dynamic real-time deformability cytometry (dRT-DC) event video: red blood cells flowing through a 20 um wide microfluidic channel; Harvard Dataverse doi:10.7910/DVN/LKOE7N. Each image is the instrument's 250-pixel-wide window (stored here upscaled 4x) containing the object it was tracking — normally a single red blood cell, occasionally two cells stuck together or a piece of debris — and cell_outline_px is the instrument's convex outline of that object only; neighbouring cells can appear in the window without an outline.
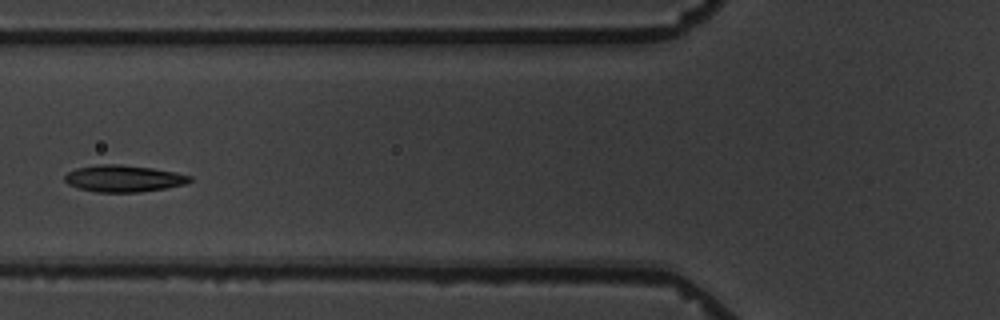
{"species": "common noctule bat (a hibernating species)", "species_latin": "Nyctalus noctula", "temperature_condition": "warm", "stored_images_in_passage": 8, "camera_frame_rate_fps": 3000, "um_per_image_px": 0.085, "animal": {"sex": "male", "body_mass_g": 19.5, "forearm_length_mm": 54.6}, "frame": {"image": 1, "passage_image": 6, "time_ms": 6.0, "image_size_px": [1000, 320], "cell_outline_px": [[192, 180], [184, 184], [164, 188], [140, 192], [96, 192], [80, 188], [68, 184], [64, 180], [64, 176], [68, 172], [76, 168], [100, 164], [120, 164], [152, 168], [176, 172], [192, 176]], "centroid_in_image_um": [10.5, 15.17], "position_along_channel_um": 115.3, "area_um2": 19.42}}
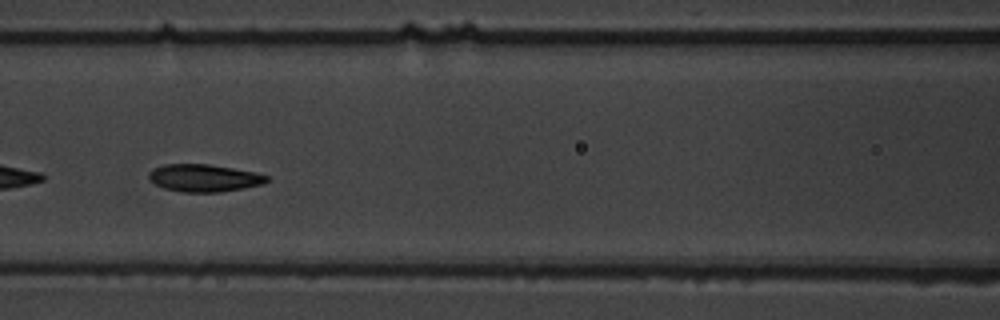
{"frame": {"image": 2, "passage_image": 7, "time_ms": 7.0, "image_size_px": [1000, 320], "cell_outline_px": [[268, 180], [260, 184], [244, 188], [220, 192], [180, 192], [164, 188], [156, 184], [148, 176], [148, 172], [152, 168], [164, 164], [208, 164], [256, 172], [268, 176]], "centroid_in_image_um": [17.31, 15.12], "position_along_channel_um": 149.3, "area_um2": 18.79}}